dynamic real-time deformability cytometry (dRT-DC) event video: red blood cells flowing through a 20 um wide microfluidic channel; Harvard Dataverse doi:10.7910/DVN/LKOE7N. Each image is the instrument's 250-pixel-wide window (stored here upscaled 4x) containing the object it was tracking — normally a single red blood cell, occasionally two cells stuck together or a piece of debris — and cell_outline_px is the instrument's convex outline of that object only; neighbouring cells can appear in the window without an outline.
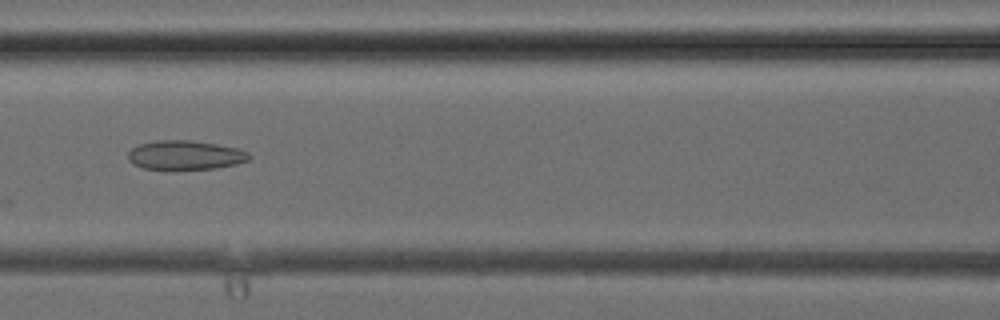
{"species": "common noctule bat (a hibernating species)", "species_latin": "Nyctalus noctula", "temperature_condition": "cold", "stored_images_in_passage": 12, "camera_frame_rate_fps": 3000, "um_per_image_px": 0.085, "animal": {"sex": "female", "body_mass_g": 24.6, "forearm_length_mm": 56.2}, "frame": {"image": 1, "passage_image": 7, "time_ms": 2.0, "image_size_px": [1000, 320], "cell_outline_px": [[252, 156], [248, 160], [236, 164], [216, 168], [172, 172], [144, 168], [132, 164], [128, 160], [128, 152], [132, 148], [140, 144], [156, 140], [192, 140], [240, 148], [248, 152]], "centroid_in_image_um": [15.73, 13.22], "position_along_channel_um": 150.9, "area_um2": 21.44}}
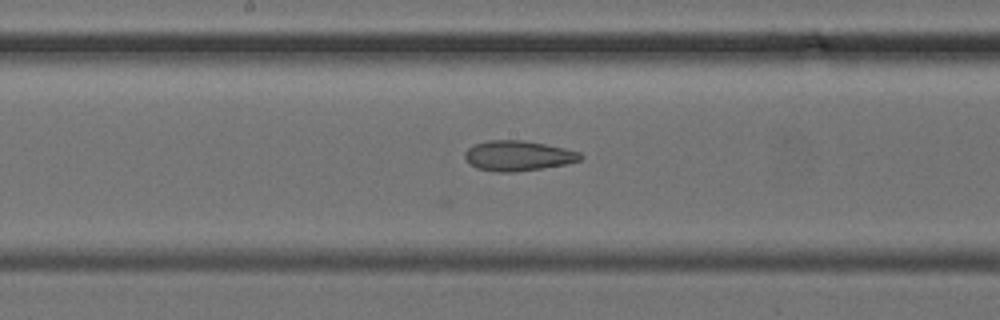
{"frame": {"image": 2, "passage_image": 10, "time_ms": 3.0, "image_size_px": [1000, 320], "cell_outline_px": [[584, 156], [580, 160], [568, 164], [544, 168], [516, 172], [496, 172], [476, 168], [468, 164], [464, 156], [464, 152], [468, 148], [476, 144], [488, 140], [524, 140], [564, 148], [580, 152]], "centroid_in_image_um": [44.03, 13.25], "position_along_channel_um": 204.2, "area_um2": 20.52}}